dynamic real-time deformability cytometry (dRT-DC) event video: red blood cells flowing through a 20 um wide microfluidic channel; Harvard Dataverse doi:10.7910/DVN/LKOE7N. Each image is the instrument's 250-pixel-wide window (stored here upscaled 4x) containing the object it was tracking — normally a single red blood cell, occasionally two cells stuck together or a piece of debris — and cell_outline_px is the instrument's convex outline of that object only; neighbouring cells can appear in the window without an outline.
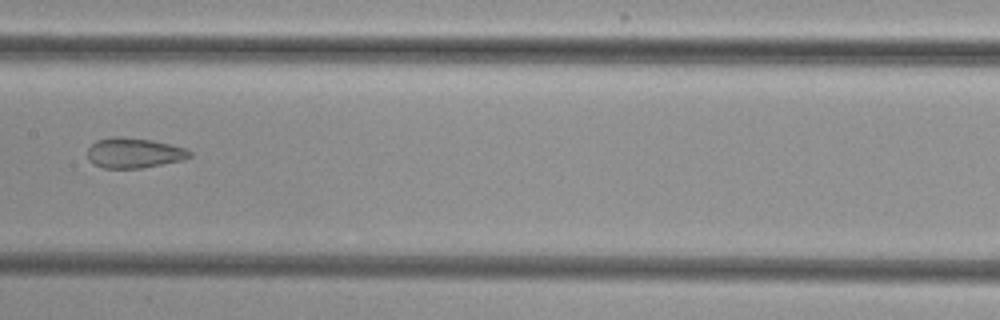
{"species": "common noctule bat (a hibernating species)", "species_latin": "Nyctalus noctula", "temperature_condition": "cold", "stored_images_in_passage": 8, "camera_frame_rate_fps": 3000, "um_per_image_px": 0.085, "animal": {"sex": "female", "body_mass_g": 29.2, "forearm_length_mm": 56.3}, "frame": {"image": 1, "passage_image": 8, "time_ms": 9.0, "image_size_px": [1000, 320], "cell_outline_px": [[192, 156], [184, 160], [140, 168], [104, 168], [92, 164], [88, 160], [88, 148], [96, 140], [112, 136], [120, 136], [152, 140], [188, 148], [192, 152]], "centroid_in_image_um": [11.4, 12.99], "position_along_channel_um": 196.0, "area_um2": 18.21}}